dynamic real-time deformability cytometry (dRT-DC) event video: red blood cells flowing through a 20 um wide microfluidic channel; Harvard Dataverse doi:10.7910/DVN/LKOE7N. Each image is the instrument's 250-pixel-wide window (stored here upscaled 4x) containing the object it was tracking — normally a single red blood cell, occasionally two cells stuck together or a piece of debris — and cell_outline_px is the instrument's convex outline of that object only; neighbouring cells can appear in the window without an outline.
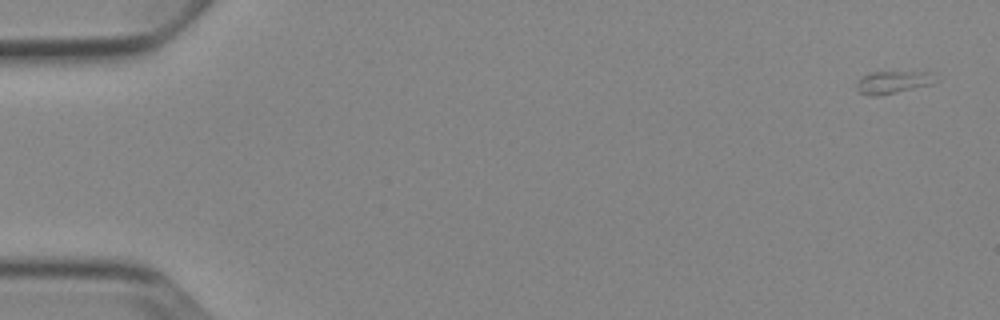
{"species": "Egyptian fruit bat (a non-hibernating species)", "species_latin": "Rousettus aegyptiacus", "temperature_condition": "cold", "stored_images_in_passage": 6, "camera_frame_rate_fps": 3000, "um_per_image_px": 0.085, "animal": {"sex": "female"}, "frame": {"image": 1, "passage_image": 1, "time_ms": 0.0, "image_size_px": [1000, 320], "cell_outline_px": [[936, 80], [932, 84], [896, 92], [876, 96], [868, 96], [860, 92], [856, 88], [856, 84], [868, 72], [932, 72]], "centroid_in_image_um": [75.89, 6.98], "position_along_channel_um": 9.1, "area_um2": 10.17}}